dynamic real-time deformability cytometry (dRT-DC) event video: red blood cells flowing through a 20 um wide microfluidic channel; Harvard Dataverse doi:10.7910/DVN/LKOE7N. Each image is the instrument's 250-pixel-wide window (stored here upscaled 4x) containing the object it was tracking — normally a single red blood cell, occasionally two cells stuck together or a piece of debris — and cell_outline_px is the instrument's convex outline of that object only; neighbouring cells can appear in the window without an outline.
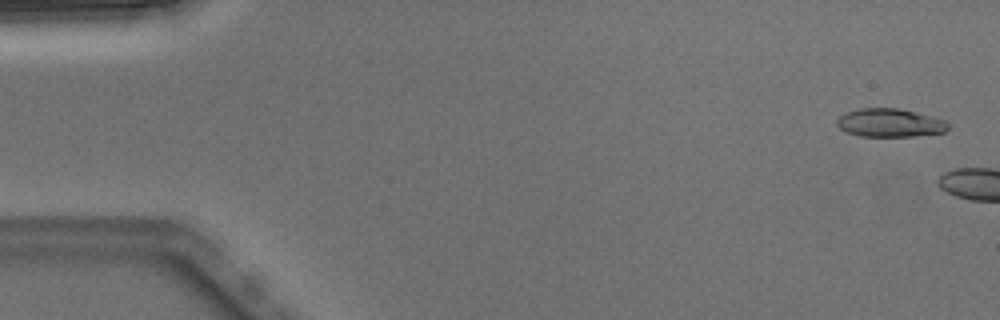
{"species": "Egyptian fruit bat (a non-hibernating species)", "species_latin": "Rousettus aegyptiacus", "temperature_condition": "warm", "stored_images_in_passage": 2, "camera_frame_rate_fps": 3000, "um_per_image_px": 0.085, "animal": {"sex": "male"}, "frame": {"image": 1, "passage_image": 1, "time_ms": 0.0, "image_size_px": [1000, 320], "cell_outline_px": [[948, 128], [944, 132], [912, 136], [860, 136], [844, 132], [836, 124], [836, 120], [840, 116], [848, 112], [860, 108], [900, 108], [948, 120]], "centroid_in_image_um": [75.64, 10.44], "position_along_channel_um": 9.4, "area_um2": 18.44}}